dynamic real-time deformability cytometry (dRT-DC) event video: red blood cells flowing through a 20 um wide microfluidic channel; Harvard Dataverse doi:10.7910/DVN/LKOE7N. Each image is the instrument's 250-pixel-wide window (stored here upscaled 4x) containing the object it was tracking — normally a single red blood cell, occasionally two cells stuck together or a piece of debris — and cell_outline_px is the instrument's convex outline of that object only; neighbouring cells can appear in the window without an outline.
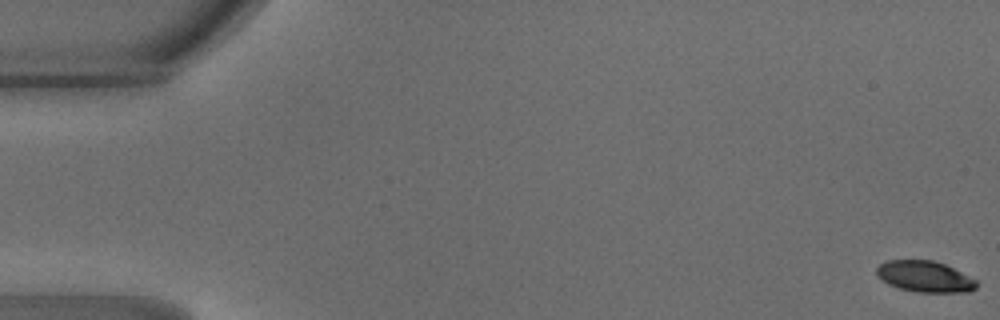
{"species": "common noctule bat (a hibernating species)", "species_latin": "Nyctalus noctula", "temperature_condition": "warm", "stored_images_in_passage": 48, "camera_frame_rate_fps": 3000, "um_per_image_px": 0.085, "animal": {"sex": "male", "body_mass_g": 18.8}, "frame": {"image": 1, "passage_image": 1, "time_ms": 0.0, "image_size_px": [1000, 320], "cell_outline_px": [[976, 288], [968, 292], [916, 292], [900, 288], [888, 284], [876, 272], [876, 268], [880, 264], [888, 260], [932, 260], [944, 264], [976, 280]], "centroid_in_image_um": [78.6, 23.51], "position_along_channel_um": 6.4, "area_um2": 17.8}}
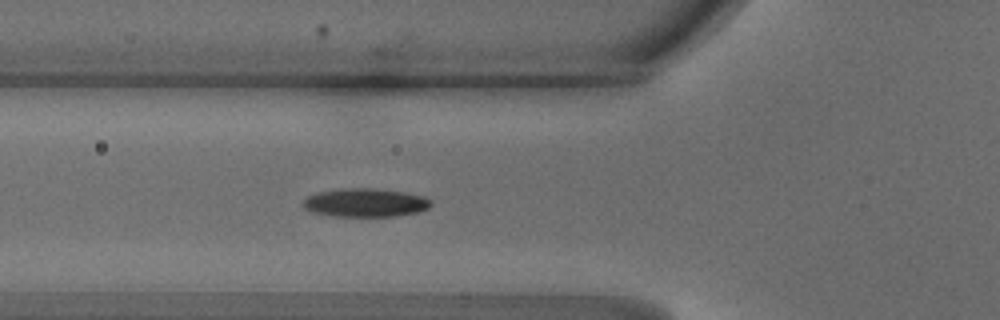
{"frame": {"image": 2, "passage_image": 18, "time_ms": 5.667, "image_size_px": [1000, 320], "cell_outline_px": [[432, 204], [428, 208], [416, 212], [392, 216], [332, 216], [316, 212], [304, 208], [304, 200], [308, 196], [320, 192], [340, 188], [376, 188], [404, 192], [424, 196], [432, 200]], "centroid_in_image_um": [31.09, 17.21], "position_along_channel_um": 94.7, "area_um2": 21.04}}
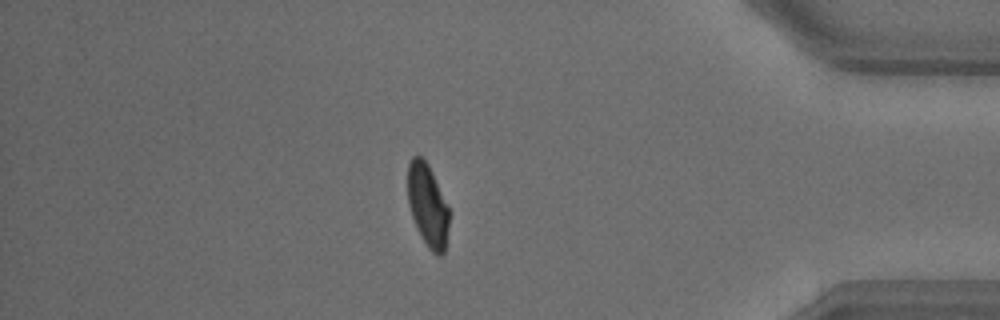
{"frame": {"image": 3, "passage_image": 42, "time_ms": 13.667, "image_size_px": [1000, 320], "cell_outline_px": [[452, 212], [444, 252], [440, 256], [436, 256], [428, 248], [420, 236], [412, 216], [408, 204], [408, 164], [412, 156], [420, 156], [428, 164]], "centroid_in_image_um": [36.39, 17.49], "position_along_channel_um": 398.8, "area_um2": 20.35}, "authors_computed_cell_mechanics": {"area_um2": 20.6635, "velocity_mm_per_s": 4.2289, "shape_relaxation_time_tau1_ms": 2.5578, "shape_relaxation_time_tau2_ms": 1.9982, "deformation_change_tau1": 0.1427, "deformation_change_tau2": 0.0544}}